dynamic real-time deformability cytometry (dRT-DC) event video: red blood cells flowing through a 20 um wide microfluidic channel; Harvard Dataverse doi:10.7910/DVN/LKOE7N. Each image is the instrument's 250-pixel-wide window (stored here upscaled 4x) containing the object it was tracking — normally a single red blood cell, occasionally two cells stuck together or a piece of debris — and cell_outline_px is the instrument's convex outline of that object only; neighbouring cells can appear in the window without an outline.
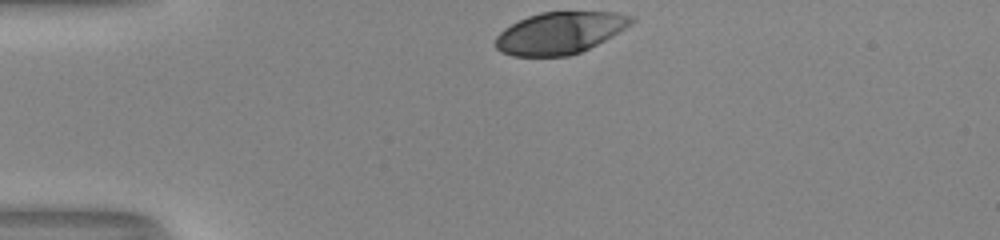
{"species": "human", "species_latin": "Homo sapiens", "temperature_condition": "room temperature", "stored_images_in_passage": 31, "camera_frame_rate_fps": 3000, "um_per_image_px": 0.085, "donor": {"sex": "male"}, "frame": {"image": 1, "passage_image": 1, "time_ms": 0.0, "image_size_px": [1000, 240], "cell_outline_px": [[636, 20], [632, 24], [612, 36], [580, 52], [568, 56], [512, 56], [500, 52], [496, 48], [496, 36], [504, 28], [528, 16], [540, 12], [616, 12], [632, 16]], "centroid_in_image_um": [47.58, 2.8], "position_along_channel_um": 37.4, "area_um2": 33.0}}
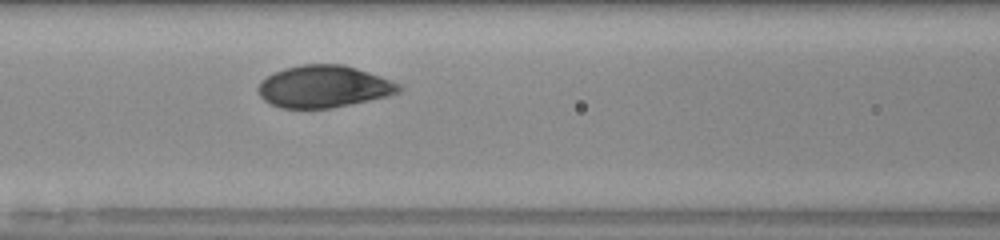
{"frame": {"image": 2, "passage_image": 12, "time_ms": 3.667, "image_size_px": [1000, 240], "cell_outline_px": [[404, 88], [400, 92], [388, 96], [332, 108], [280, 108], [264, 100], [260, 96], [256, 88], [260, 80], [284, 68], [300, 64], [340, 64], [356, 68], [392, 80], [400, 84]], "centroid_in_image_um": [27.52, 7.36], "position_along_channel_um": 139.1, "area_um2": 34.62}}
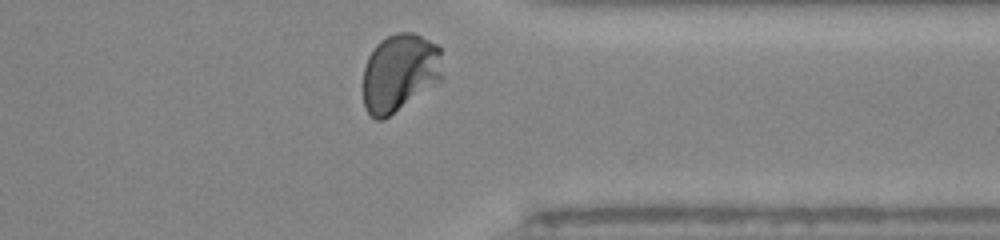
{"frame": {"image": 3, "passage_image": 30, "time_ms": 9.667, "image_size_px": [1000, 240], "cell_outline_px": [[444, 80], [384, 120], [376, 120], [364, 108], [364, 68], [368, 56], [376, 44], [380, 40], [396, 32], [412, 32], [436, 44], [440, 48], [444, 76]], "centroid_in_image_um": [34.01, 6.19], "position_along_channel_um": 377.4, "area_um2": 36.7}, "authors_computed_cell_mechanics": {"area_um2": 35.0846, "velocity_mm_per_s": 4.0323, "shape_relaxation_time_tau1_ms": 2.2835, "shape_relaxation_time_tau2_ms": null, "deformation_change_tau1": 0.1483, "deformation_change_tau2": null}}